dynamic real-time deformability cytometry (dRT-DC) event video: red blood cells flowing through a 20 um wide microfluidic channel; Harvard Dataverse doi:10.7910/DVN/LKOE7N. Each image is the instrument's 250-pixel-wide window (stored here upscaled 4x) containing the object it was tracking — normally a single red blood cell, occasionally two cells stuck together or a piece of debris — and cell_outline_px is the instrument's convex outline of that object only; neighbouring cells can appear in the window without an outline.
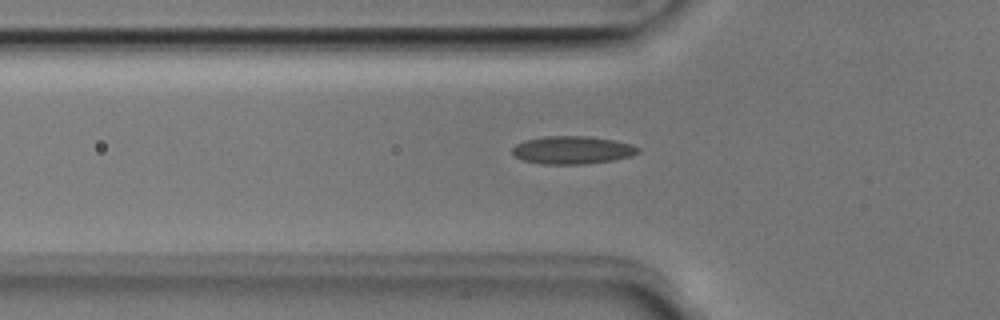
{"species": "Egyptian fruit bat (a non-hibernating species)", "species_latin": "Rousettus aegyptiacus", "temperature_condition": "room temperature", "stored_images_in_passage": 40, "camera_frame_rate_fps": 3000, "um_per_image_px": 0.085, "animal": {"sex": "male"}, "frame": {"image": 1, "passage_image": 12, "time_ms": 3.667, "image_size_px": [1000, 320], "cell_outline_px": [[640, 152], [632, 156], [612, 160], [584, 164], [540, 164], [524, 160], [516, 156], [512, 152], [512, 148], [516, 144], [524, 140], [544, 136], [592, 136], [632, 144], [640, 148]], "centroid_in_image_um": [48.66, 12.75], "position_along_channel_um": 77.1, "area_um2": 20.52}}
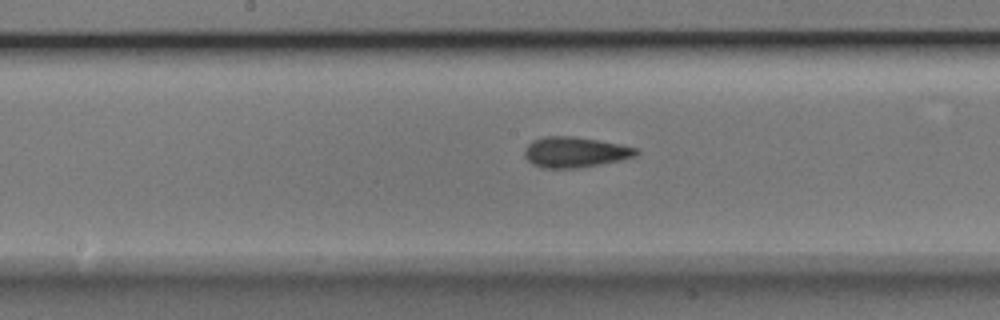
{"frame": {"image": 2, "passage_image": 21, "time_ms": 6.667, "image_size_px": [1000, 320], "cell_outline_px": [[640, 152], [636, 156], [620, 160], [600, 164], [576, 168], [544, 168], [532, 164], [524, 156], [524, 148], [532, 140], [544, 136], [572, 136], [620, 144], [640, 148]], "centroid_in_image_um": [48.88, 12.93], "position_along_channel_um": 199.3, "area_um2": 19.94}}
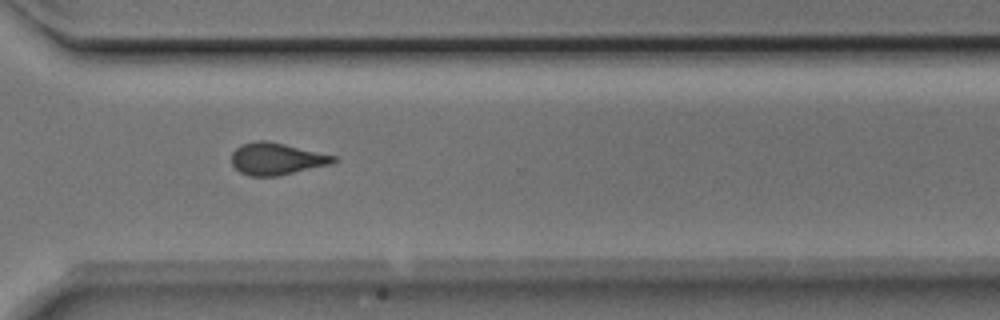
{"frame": {"image": 3, "passage_image": 32, "time_ms": 10.333, "image_size_px": [1000, 320], "cell_outline_px": [[336, 160], [332, 164], [276, 176], [248, 176], [240, 172], [232, 164], [232, 152], [240, 144], [256, 140], [268, 140], [336, 156]], "centroid_in_image_um": [23.48, 13.49], "position_along_channel_um": 347.1, "area_um2": 19.02}}